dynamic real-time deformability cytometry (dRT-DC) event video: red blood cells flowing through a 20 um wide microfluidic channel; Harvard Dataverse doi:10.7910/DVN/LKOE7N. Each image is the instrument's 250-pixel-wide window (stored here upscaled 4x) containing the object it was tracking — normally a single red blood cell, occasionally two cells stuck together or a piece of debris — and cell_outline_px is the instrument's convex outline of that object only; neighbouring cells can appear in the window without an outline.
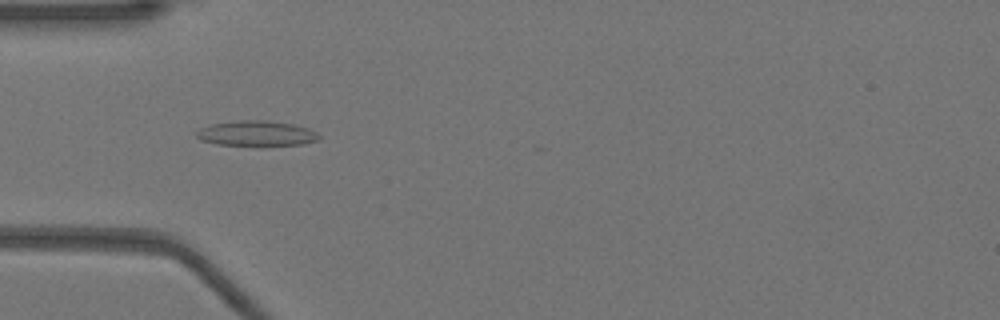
{"species": "Egyptian fruit bat (a non-hibernating species)", "species_latin": "Rousettus aegyptiacus", "temperature_condition": "warm", "stored_images_in_passage": 23, "camera_frame_rate_fps": 3000, "um_per_image_px": 0.085, "animal": {"sex": "female"}, "frame": {"image": 1, "passage_image": 14, "time_ms": 4.333, "image_size_px": [1000, 320], "cell_outline_px": [[320, 140], [304, 144], [216, 144], [200, 140], [196, 136], [196, 132], [200, 128], [212, 124], [236, 120], [268, 120], [292, 124], [308, 128], [316, 132], [320, 136]], "centroid_in_image_um": [21.8, 11.31], "position_along_channel_um": 63.2, "area_um2": 17.69}}
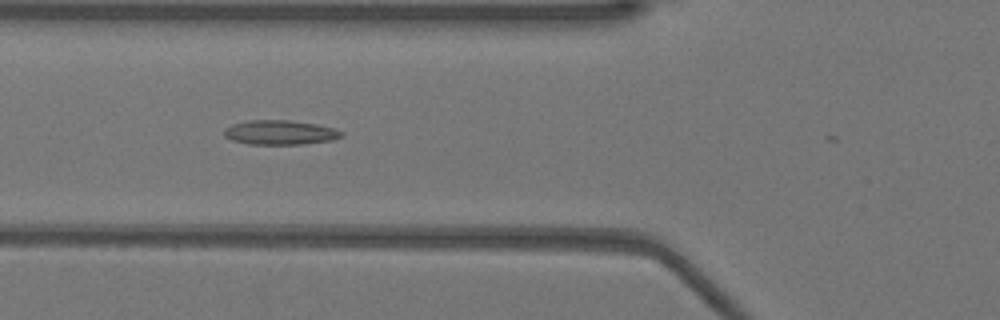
{"frame": {"image": 2, "passage_image": 17, "time_ms": 5.333, "image_size_px": [1000, 320], "cell_outline_px": [[344, 136], [332, 140], [304, 144], [248, 144], [232, 140], [224, 136], [224, 128], [232, 124], [248, 120], [292, 120], [316, 124], [332, 128], [344, 132]], "centroid_in_image_um": [23.8, 11.26], "position_along_channel_um": 102.0, "area_um2": 16.82}}
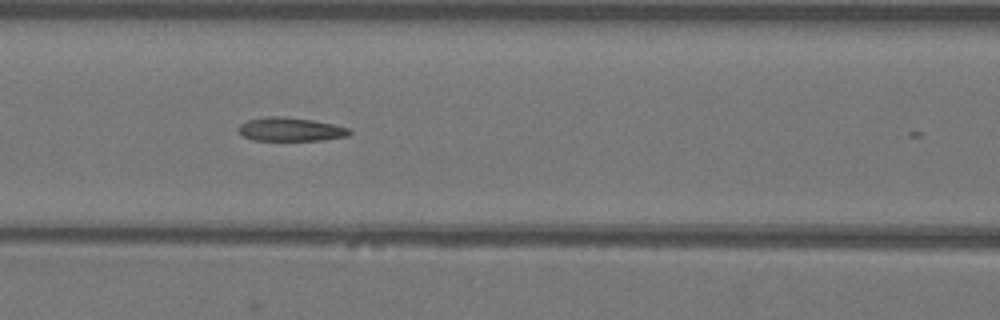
{"frame": {"image": 3, "passage_image": 20, "time_ms": 6.333, "image_size_px": [1000, 320], "cell_outline_px": [[352, 132], [348, 136], [324, 140], [252, 140], [244, 136], [240, 132], [240, 124], [248, 120], [268, 116], [280, 116], [312, 120], [332, 124], [348, 128]], "centroid_in_image_um": [24.72, 11.0], "position_along_channel_um": 141.9, "area_um2": 15.09}}